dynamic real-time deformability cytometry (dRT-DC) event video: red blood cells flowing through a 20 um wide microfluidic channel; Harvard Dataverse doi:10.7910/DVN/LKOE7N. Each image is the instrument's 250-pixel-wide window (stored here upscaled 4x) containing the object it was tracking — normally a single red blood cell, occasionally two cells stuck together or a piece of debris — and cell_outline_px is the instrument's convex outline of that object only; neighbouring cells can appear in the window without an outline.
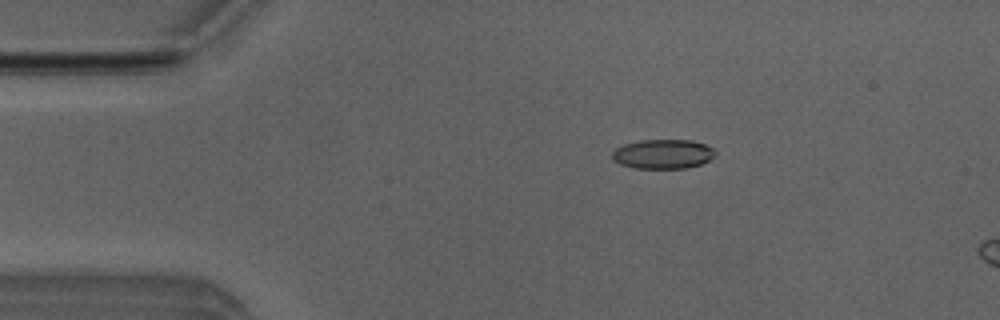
{"species": "Egyptian fruit bat (a non-hibernating species)", "species_latin": "Rousettus aegyptiacus", "temperature_condition": "room temperature", "stored_images_in_passage": 15, "camera_frame_rate_fps": 3000, "um_per_image_px": 0.085, "animal": {"sex": "male"}, "frame": {"image": 1, "passage_image": 9, "time_ms": 2.667, "image_size_px": [1000, 320], "cell_outline_px": [[716, 156], [700, 164], [688, 168], [636, 168], [620, 164], [612, 160], [612, 152], [616, 148], [624, 144], [640, 140], [692, 140], [704, 144], [712, 148], [716, 152]], "centroid_in_image_um": [56.34, 13.09], "position_along_channel_um": 28.7, "area_um2": 17.69}}